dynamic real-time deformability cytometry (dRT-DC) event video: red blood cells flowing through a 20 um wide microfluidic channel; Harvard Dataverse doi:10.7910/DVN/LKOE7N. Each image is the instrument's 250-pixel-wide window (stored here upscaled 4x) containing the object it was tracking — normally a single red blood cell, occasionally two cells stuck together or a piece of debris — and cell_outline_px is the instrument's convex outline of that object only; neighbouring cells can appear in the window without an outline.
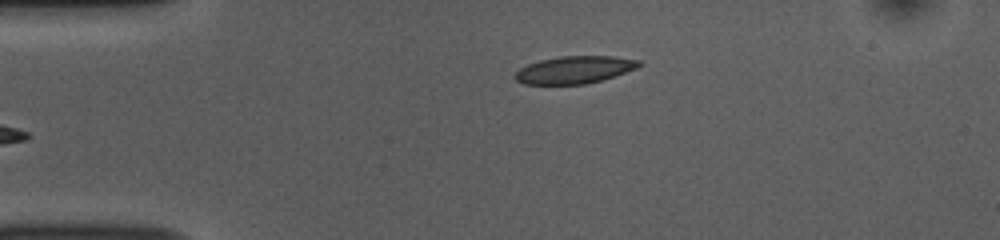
{"species": "common noctule bat (a hibernating species)", "species_latin": "Nyctalus noctula", "temperature_condition": "room temperature", "stored_images_in_passage": 31, "camera_frame_rate_fps": 3000, "um_per_image_px": 0.085, "animal": {"sex": "female", "body_mass_g": 10.0, "forearm_length_mm": 53.1}, "frame": {"image": 1, "passage_image": 1, "time_ms": 0.0, "image_size_px": [1000, 240], "cell_outline_px": [[644, 64], [636, 68], [588, 84], [524, 84], [516, 80], [512, 76], [520, 68], [528, 64], [540, 60], [560, 56], [612, 56], [640, 60]], "centroid_in_image_um": [48.81, 5.93], "position_along_channel_um": 36.2, "area_um2": 19.71}}
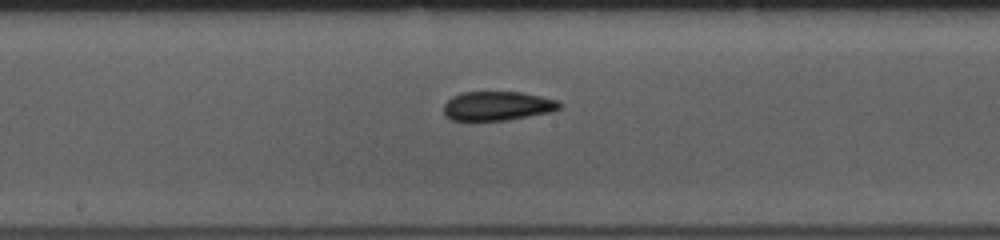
{"frame": {"image": 2, "passage_image": 17, "time_ms": 5.333, "image_size_px": [1000, 240], "cell_outline_px": [[564, 104], [560, 108], [552, 112], [508, 120], [452, 120], [444, 116], [444, 104], [452, 96], [460, 92], [520, 92], [540, 96], [556, 100]], "centroid_in_image_um": [42.28, 9.0], "position_along_channel_um": 205.9, "area_um2": 19.77}}
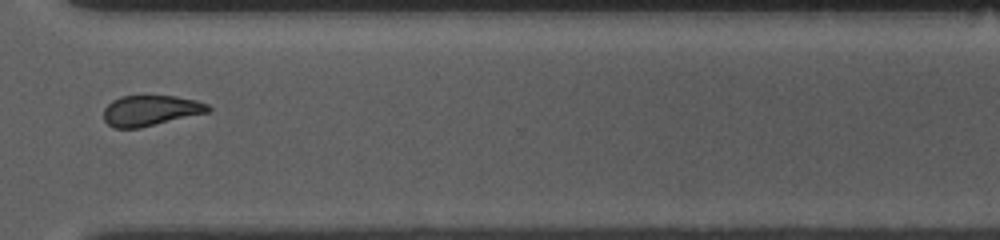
{"frame": {"image": 3, "passage_image": 29, "time_ms": 9.333, "image_size_px": [1000, 240], "cell_outline_px": [[212, 108], [208, 112], [140, 128], [112, 128], [104, 120], [104, 108], [112, 100], [120, 96], [176, 96], [196, 100], [208, 104]], "centroid_in_image_um": [12.78, 9.39], "position_along_channel_um": 357.8, "area_um2": 18.61}, "authors_computed_cell_mechanics": {"area_um2": 19.7676, "velocity_mm_per_s": 3.8019, "shape_relaxation_time_tau1_ms": 6.473, "shape_relaxation_time_tau2_ms": 1.6495, "deformation_change_tau1": 0.1653, "deformation_change_tau2": 0.0751}}